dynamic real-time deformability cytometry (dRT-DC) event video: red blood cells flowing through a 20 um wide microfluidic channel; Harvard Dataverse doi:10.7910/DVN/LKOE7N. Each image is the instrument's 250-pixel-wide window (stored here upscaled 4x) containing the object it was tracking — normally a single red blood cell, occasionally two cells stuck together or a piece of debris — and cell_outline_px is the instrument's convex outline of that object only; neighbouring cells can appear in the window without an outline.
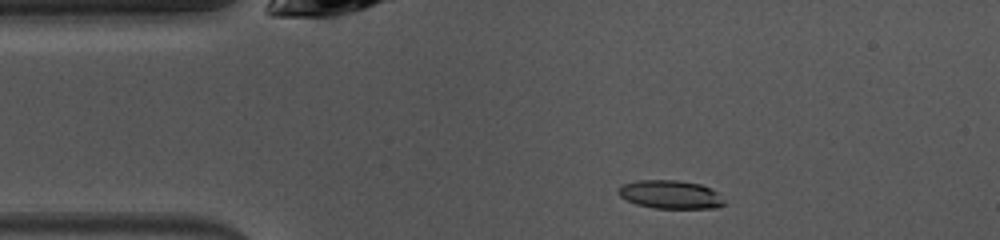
{"species": "common noctule bat (a hibernating species)", "species_latin": "Nyctalus noctula", "temperature_condition": "warm", "stored_images_in_passage": 47, "camera_frame_rate_fps": 3000, "um_per_image_px": 0.085, "animal": {"sex": "female", "body_mass_g": 10.0, "forearm_length_mm": 53.1}, "frame": {"image": 1, "passage_image": 7, "time_ms": 2.0, "image_size_px": [1000, 240], "cell_outline_px": [[724, 204], [716, 208], [652, 208], [636, 204], [620, 196], [616, 192], [624, 184], [640, 180], [676, 180], [700, 184], [716, 192], [724, 200]], "centroid_in_image_um": [56.97, 16.54], "position_along_channel_um": 28.0, "area_um2": 17.28}}
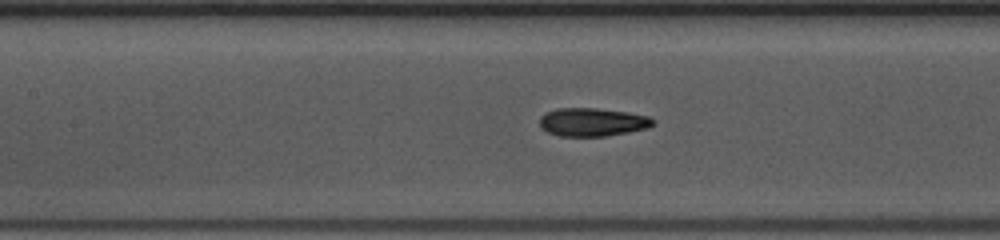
{"frame": {"image": 2, "passage_image": 19, "time_ms": 6.0, "image_size_px": [1000, 240], "cell_outline_px": [[656, 124], [648, 128], [628, 132], [604, 136], [560, 136], [548, 132], [540, 128], [540, 116], [556, 108], [596, 108], [628, 112], [648, 116], [656, 120]], "centroid_in_image_um": [50.38, 10.37], "position_along_channel_um": 157.0, "area_um2": 18.79}}
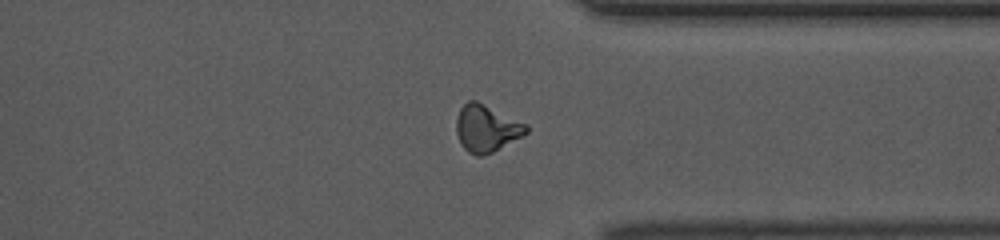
{"frame": {"image": 3, "passage_image": 35, "time_ms": 11.333, "image_size_px": [1000, 240], "cell_outline_px": [[528, 132], [492, 152], [480, 156], [476, 156], [468, 152], [464, 148], [456, 132], [456, 120], [460, 108], [468, 100], [476, 100], [528, 124]], "centroid_in_image_um": [41.34, 10.89], "position_along_channel_um": 370.1, "area_um2": 18.96}, "authors_computed_cell_mechanics": {"area_um2": 18.496, "velocity_mm_per_s": 4.0577, "shape_relaxation_time_tau1_ms": 3.9868, "shape_relaxation_time_tau2_ms": 2.0873, "deformation_change_tau1": 0.1428, "deformation_change_tau2": 0.0921}}